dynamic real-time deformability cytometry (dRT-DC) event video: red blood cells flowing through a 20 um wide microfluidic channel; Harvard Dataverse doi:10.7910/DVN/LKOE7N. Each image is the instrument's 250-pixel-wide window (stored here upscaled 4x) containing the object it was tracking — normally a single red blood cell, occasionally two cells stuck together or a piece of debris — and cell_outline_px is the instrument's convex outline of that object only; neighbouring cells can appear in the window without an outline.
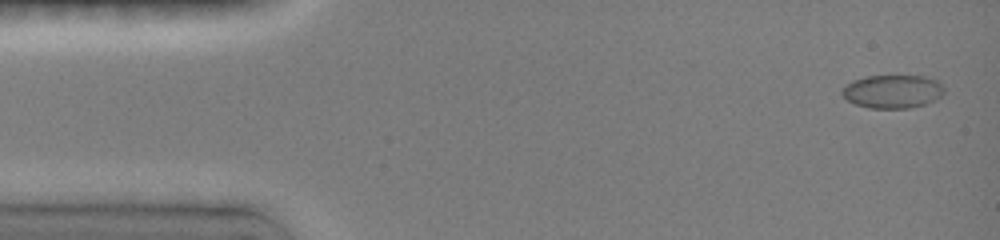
{"species": "common noctule bat (a hibernating species)", "species_latin": "Nyctalus noctula", "temperature_condition": "room temperature", "stored_images_in_passage": 6, "camera_frame_rate_fps": 3000, "um_per_image_px": 0.085, "animal": {"sex": "female", "body_mass_g": 19.0, "forearm_length_mm": 51.5}, "frame": {"image": 1, "passage_image": 1, "time_ms": 0.0, "image_size_px": [1000, 240], "cell_outline_px": [[944, 92], [940, 96], [924, 104], [908, 108], [868, 108], [856, 104], [848, 100], [840, 92], [852, 80], [864, 76], [924, 76], [936, 80], [944, 88]], "centroid_in_image_um": [75.85, 7.77], "position_along_channel_um": 9.2, "area_um2": 19.59}}
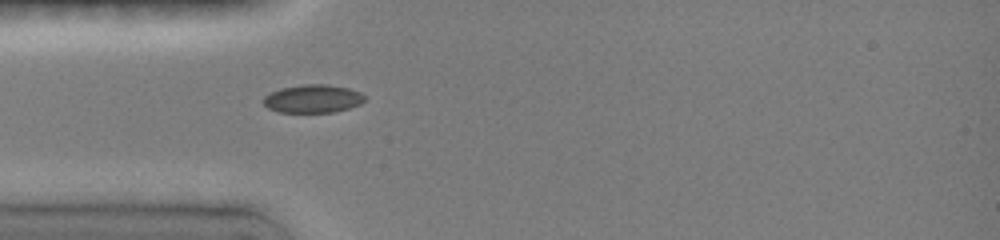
{"frame": {"image": 2, "passage_image": 6, "time_ms": 4.0, "image_size_px": [1000, 240], "cell_outline_px": [[364, 100], [360, 104], [348, 108], [332, 112], [276, 112], [268, 108], [260, 100], [264, 96], [280, 88], [304, 84], [324, 84], [348, 88], [360, 92], [364, 96]], "centroid_in_image_um": [26.54, 8.39], "position_along_channel_um": 58.5, "area_um2": 16.59}}